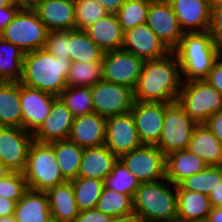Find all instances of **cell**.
<instances>
[{
	"label": "cell",
	"mask_w": 222,
	"mask_h": 222,
	"mask_svg": "<svg viewBox=\"0 0 222 222\" xmlns=\"http://www.w3.org/2000/svg\"><path fill=\"white\" fill-rule=\"evenodd\" d=\"M208 165L188 149L166 155V179L177 185L183 179L203 171Z\"/></svg>",
	"instance_id": "4316f807"
},
{
	"label": "cell",
	"mask_w": 222,
	"mask_h": 222,
	"mask_svg": "<svg viewBox=\"0 0 222 222\" xmlns=\"http://www.w3.org/2000/svg\"><path fill=\"white\" fill-rule=\"evenodd\" d=\"M105 146L118 158L143 146L131 112L106 118Z\"/></svg>",
	"instance_id": "4fadbf2b"
},
{
	"label": "cell",
	"mask_w": 222,
	"mask_h": 222,
	"mask_svg": "<svg viewBox=\"0 0 222 222\" xmlns=\"http://www.w3.org/2000/svg\"><path fill=\"white\" fill-rule=\"evenodd\" d=\"M132 198L104 186L95 208L113 218L126 217L134 214Z\"/></svg>",
	"instance_id": "836d02e7"
},
{
	"label": "cell",
	"mask_w": 222,
	"mask_h": 222,
	"mask_svg": "<svg viewBox=\"0 0 222 222\" xmlns=\"http://www.w3.org/2000/svg\"><path fill=\"white\" fill-rule=\"evenodd\" d=\"M222 181V165L207 166L203 171L193 174L177 184V190L195 191L208 195Z\"/></svg>",
	"instance_id": "e575fe53"
},
{
	"label": "cell",
	"mask_w": 222,
	"mask_h": 222,
	"mask_svg": "<svg viewBox=\"0 0 222 222\" xmlns=\"http://www.w3.org/2000/svg\"><path fill=\"white\" fill-rule=\"evenodd\" d=\"M49 144L53 147L63 177L67 181L77 178L84 148L79 147L68 139Z\"/></svg>",
	"instance_id": "f546056e"
},
{
	"label": "cell",
	"mask_w": 222,
	"mask_h": 222,
	"mask_svg": "<svg viewBox=\"0 0 222 222\" xmlns=\"http://www.w3.org/2000/svg\"><path fill=\"white\" fill-rule=\"evenodd\" d=\"M209 34L222 51V6L211 11Z\"/></svg>",
	"instance_id": "7bdbcfd3"
},
{
	"label": "cell",
	"mask_w": 222,
	"mask_h": 222,
	"mask_svg": "<svg viewBox=\"0 0 222 222\" xmlns=\"http://www.w3.org/2000/svg\"><path fill=\"white\" fill-rule=\"evenodd\" d=\"M70 59L56 58L45 48L24 54L21 84L58 97L67 87Z\"/></svg>",
	"instance_id": "7a4b0ae2"
},
{
	"label": "cell",
	"mask_w": 222,
	"mask_h": 222,
	"mask_svg": "<svg viewBox=\"0 0 222 222\" xmlns=\"http://www.w3.org/2000/svg\"><path fill=\"white\" fill-rule=\"evenodd\" d=\"M37 0H30V6H32Z\"/></svg>",
	"instance_id": "91938a15"
},
{
	"label": "cell",
	"mask_w": 222,
	"mask_h": 222,
	"mask_svg": "<svg viewBox=\"0 0 222 222\" xmlns=\"http://www.w3.org/2000/svg\"><path fill=\"white\" fill-rule=\"evenodd\" d=\"M113 217L94 209L79 211L75 222H111Z\"/></svg>",
	"instance_id": "ee69618b"
},
{
	"label": "cell",
	"mask_w": 222,
	"mask_h": 222,
	"mask_svg": "<svg viewBox=\"0 0 222 222\" xmlns=\"http://www.w3.org/2000/svg\"><path fill=\"white\" fill-rule=\"evenodd\" d=\"M197 123L178 104L165 103L163 130L157 147L166 155L187 149Z\"/></svg>",
	"instance_id": "ba28073f"
},
{
	"label": "cell",
	"mask_w": 222,
	"mask_h": 222,
	"mask_svg": "<svg viewBox=\"0 0 222 222\" xmlns=\"http://www.w3.org/2000/svg\"><path fill=\"white\" fill-rule=\"evenodd\" d=\"M108 13H116L126 0H97Z\"/></svg>",
	"instance_id": "f907efd6"
},
{
	"label": "cell",
	"mask_w": 222,
	"mask_h": 222,
	"mask_svg": "<svg viewBox=\"0 0 222 222\" xmlns=\"http://www.w3.org/2000/svg\"><path fill=\"white\" fill-rule=\"evenodd\" d=\"M102 80V61L71 63L67 86L91 87Z\"/></svg>",
	"instance_id": "d590c367"
},
{
	"label": "cell",
	"mask_w": 222,
	"mask_h": 222,
	"mask_svg": "<svg viewBox=\"0 0 222 222\" xmlns=\"http://www.w3.org/2000/svg\"><path fill=\"white\" fill-rule=\"evenodd\" d=\"M79 211L94 209L104 188V181L77 177L70 180Z\"/></svg>",
	"instance_id": "d6a6232c"
},
{
	"label": "cell",
	"mask_w": 222,
	"mask_h": 222,
	"mask_svg": "<svg viewBox=\"0 0 222 222\" xmlns=\"http://www.w3.org/2000/svg\"><path fill=\"white\" fill-rule=\"evenodd\" d=\"M140 184V181L128 170L120 159L114 164L113 169L104 180V185L108 189L132 197Z\"/></svg>",
	"instance_id": "8d00e7d4"
},
{
	"label": "cell",
	"mask_w": 222,
	"mask_h": 222,
	"mask_svg": "<svg viewBox=\"0 0 222 222\" xmlns=\"http://www.w3.org/2000/svg\"><path fill=\"white\" fill-rule=\"evenodd\" d=\"M48 32L36 11L31 6H23L1 37L27 53L44 48Z\"/></svg>",
	"instance_id": "8992f818"
},
{
	"label": "cell",
	"mask_w": 222,
	"mask_h": 222,
	"mask_svg": "<svg viewBox=\"0 0 222 222\" xmlns=\"http://www.w3.org/2000/svg\"><path fill=\"white\" fill-rule=\"evenodd\" d=\"M177 102L197 124L222 109V95L205 79L184 81Z\"/></svg>",
	"instance_id": "52a82bcc"
},
{
	"label": "cell",
	"mask_w": 222,
	"mask_h": 222,
	"mask_svg": "<svg viewBox=\"0 0 222 222\" xmlns=\"http://www.w3.org/2000/svg\"><path fill=\"white\" fill-rule=\"evenodd\" d=\"M205 80L222 95V55L214 63Z\"/></svg>",
	"instance_id": "bcb514c9"
},
{
	"label": "cell",
	"mask_w": 222,
	"mask_h": 222,
	"mask_svg": "<svg viewBox=\"0 0 222 222\" xmlns=\"http://www.w3.org/2000/svg\"><path fill=\"white\" fill-rule=\"evenodd\" d=\"M93 111L108 118L131 111L134 104L133 89L121 85L98 81L91 86Z\"/></svg>",
	"instance_id": "9c48e42d"
},
{
	"label": "cell",
	"mask_w": 222,
	"mask_h": 222,
	"mask_svg": "<svg viewBox=\"0 0 222 222\" xmlns=\"http://www.w3.org/2000/svg\"><path fill=\"white\" fill-rule=\"evenodd\" d=\"M28 188L47 192L67 181L58 166L53 147L49 143L33 141L28 151L26 169L23 172Z\"/></svg>",
	"instance_id": "5b68a950"
},
{
	"label": "cell",
	"mask_w": 222,
	"mask_h": 222,
	"mask_svg": "<svg viewBox=\"0 0 222 222\" xmlns=\"http://www.w3.org/2000/svg\"><path fill=\"white\" fill-rule=\"evenodd\" d=\"M111 222H141V220L135 214H132L126 217L113 218Z\"/></svg>",
	"instance_id": "f5cc1de1"
},
{
	"label": "cell",
	"mask_w": 222,
	"mask_h": 222,
	"mask_svg": "<svg viewBox=\"0 0 222 222\" xmlns=\"http://www.w3.org/2000/svg\"><path fill=\"white\" fill-rule=\"evenodd\" d=\"M33 134L23 128L0 126V160L8 171L24 172Z\"/></svg>",
	"instance_id": "7c38bea8"
},
{
	"label": "cell",
	"mask_w": 222,
	"mask_h": 222,
	"mask_svg": "<svg viewBox=\"0 0 222 222\" xmlns=\"http://www.w3.org/2000/svg\"><path fill=\"white\" fill-rule=\"evenodd\" d=\"M177 222H205L211 211L208 195L177 190Z\"/></svg>",
	"instance_id": "83f0119b"
},
{
	"label": "cell",
	"mask_w": 222,
	"mask_h": 222,
	"mask_svg": "<svg viewBox=\"0 0 222 222\" xmlns=\"http://www.w3.org/2000/svg\"><path fill=\"white\" fill-rule=\"evenodd\" d=\"M56 98L55 95L20 83L22 128L33 134L49 115Z\"/></svg>",
	"instance_id": "2e32d148"
},
{
	"label": "cell",
	"mask_w": 222,
	"mask_h": 222,
	"mask_svg": "<svg viewBox=\"0 0 222 222\" xmlns=\"http://www.w3.org/2000/svg\"><path fill=\"white\" fill-rule=\"evenodd\" d=\"M146 24L173 51L184 34L168 0L150 2Z\"/></svg>",
	"instance_id": "5bb4252c"
},
{
	"label": "cell",
	"mask_w": 222,
	"mask_h": 222,
	"mask_svg": "<svg viewBox=\"0 0 222 222\" xmlns=\"http://www.w3.org/2000/svg\"><path fill=\"white\" fill-rule=\"evenodd\" d=\"M122 49L144 61L159 59L171 52L146 23L124 32Z\"/></svg>",
	"instance_id": "e0dca14e"
},
{
	"label": "cell",
	"mask_w": 222,
	"mask_h": 222,
	"mask_svg": "<svg viewBox=\"0 0 222 222\" xmlns=\"http://www.w3.org/2000/svg\"><path fill=\"white\" fill-rule=\"evenodd\" d=\"M0 222H16L14 215H8L5 217H0Z\"/></svg>",
	"instance_id": "11a10c76"
},
{
	"label": "cell",
	"mask_w": 222,
	"mask_h": 222,
	"mask_svg": "<svg viewBox=\"0 0 222 222\" xmlns=\"http://www.w3.org/2000/svg\"><path fill=\"white\" fill-rule=\"evenodd\" d=\"M8 170L4 166H0V178H2Z\"/></svg>",
	"instance_id": "680465c9"
},
{
	"label": "cell",
	"mask_w": 222,
	"mask_h": 222,
	"mask_svg": "<svg viewBox=\"0 0 222 222\" xmlns=\"http://www.w3.org/2000/svg\"><path fill=\"white\" fill-rule=\"evenodd\" d=\"M132 199L141 222H177V185L166 178L141 183Z\"/></svg>",
	"instance_id": "277c9868"
},
{
	"label": "cell",
	"mask_w": 222,
	"mask_h": 222,
	"mask_svg": "<svg viewBox=\"0 0 222 222\" xmlns=\"http://www.w3.org/2000/svg\"><path fill=\"white\" fill-rule=\"evenodd\" d=\"M148 1H150V2H154V1H162V0H148Z\"/></svg>",
	"instance_id": "94428289"
},
{
	"label": "cell",
	"mask_w": 222,
	"mask_h": 222,
	"mask_svg": "<svg viewBox=\"0 0 222 222\" xmlns=\"http://www.w3.org/2000/svg\"><path fill=\"white\" fill-rule=\"evenodd\" d=\"M140 183L166 178V156L157 146L143 145L119 158Z\"/></svg>",
	"instance_id": "8fae6325"
},
{
	"label": "cell",
	"mask_w": 222,
	"mask_h": 222,
	"mask_svg": "<svg viewBox=\"0 0 222 222\" xmlns=\"http://www.w3.org/2000/svg\"><path fill=\"white\" fill-rule=\"evenodd\" d=\"M209 3L210 10H214L222 6V0H207Z\"/></svg>",
	"instance_id": "db71d44e"
},
{
	"label": "cell",
	"mask_w": 222,
	"mask_h": 222,
	"mask_svg": "<svg viewBox=\"0 0 222 222\" xmlns=\"http://www.w3.org/2000/svg\"><path fill=\"white\" fill-rule=\"evenodd\" d=\"M104 54L84 30H69V59L72 63L102 61Z\"/></svg>",
	"instance_id": "4dcf8cb0"
},
{
	"label": "cell",
	"mask_w": 222,
	"mask_h": 222,
	"mask_svg": "<svg viewBox=\"0 0 222 222\" xmlns=\"http://www.w3.org/2000/svg\"><path fill=\"white\" fill-rule=\"evenodd\" d=\"M16 222H53L47 192L28 190L17 202Z\"/></svg>",
	"instance_id": "d4e9b609"
},
{
	"label": "cell",
	"mask_w": 222,
	"mask_h": 222,
	"mask_svg": "<svg viewBox=\"0 0 222 222\" xmlns=\"http://www.w3.org/2000/svg\"><path fill=\"white\" fill-rule=\"evenodd\" d=\"M75 30H85L108 12L97 0H74Z\"/></svg>",
	"instance_id": "ab89813d"
},
{
	"label": "cell",
	"mask_w": 222,
	"mask_h": 222,
	"mask_svg": "<svg viewBox=\"0 0 222 222\" xmlns=\"http://www.w3.org/2000/svg\"><path fill=\"white\" fill-rule=\"evenodd\" d=\"M12 1L22 6H30V0H12Z\"/></svg>",
	"instance_id": "9f6ffc18"
},
{
	"label": "cell",
	"mask_w": 222,
	"mask_h": 222,
	"mask_svg": "<svg viewBox=\"0 0 222 222\" xmlns=\"http://www.w3.org/2000/svg\"><path fill=\"white\" fill-rule=\"evenodd\" d=\"M44 48L56 58L69 59V30L49 31Z\"/></svg>",
	"instance_id": "b9f144b4"
},
{
	"label": "cell",
	"mask_w": 222,
	"mask_h": 222,
	"mask_svg": "<svg viewBox=\"0 0 222 222\" xmlns=\"http://www.w3.org/2000/svg\"><path fill=\"white\" fill-rule=\"evenodd\" d=\"M187 149L208 166L222 165V144L204 123L195 126Z\"/></svg>",
	"instance_id": "cb8c5ba5"
},
{
	"label": "cell",
	"mask_w": 222,
	"mask_h": 222,
	"mask_svg": "<svg viewBox=\"0 0 222 222\" xmlns=\"http://www.w3.org/2000/svg\"><path fill=\"white\" fill-rule=\"evenodd\" d=\"M204 124L219 139L222 144V109L208 118Z\"/></svg>",
	"instance_id": "7dc6e473"
},
{
	"label": "cell",
	"mask_w": 222,
	"mask_h": 222,
	"mask_svg": "<svg viewBox=\"0 0 222 222\" xmlns=\"http://www.w3.org/2000/svg\"><path fill=\"white\" fill-rule=\"evenodd\" d=\"M84 31L105 53L123 47L124 32L115 13H107Z\"/></svg>",
	"instance_id": "7402d4cb"
},
{
	"label": "cell",
	"mask_w": 222,
	"mask_h": 222,
	"mask_svg": "<svg viewBox=\"0 0 222 222\" xmlns=\"http://www.w3.org/2000/svg\"><path fill=\"white\" fill-rule=\"evenodd\" d=\"M182 83L178 58L171 51L165 57L145 61L142 74L133 90L134 101L177 102Z\"/></svg>",
	"instance_id": "6da1fadb"
},
{
	"label": "cell",
	"mask_w": 222,
	"mask_h": 222,
	"mask_svg": "<svg viewBox=\"0 0 222 222\" xmlns=\"http://www.w3.org/2000/svg\"><path fill=\"white\" fill-rule=\"evenodd\" d=\"M0 126L22 128L20 82L0 84Z\"/></svg>",
	"instance_id": "f1b7e54d"
},
{
	"label": "cell",
	"mask_w": 222,
	"mask_h": 222,
	"mask_svg": "<svg viewBox=\"0 0 222 222\" xmlns=\"http://www.w3.org/2000/svg\"><path fill=\"white\" fill-rule=\"evenodd\" d=\"M143 145L157 146L165 119V103L134 101L131 109Z\"/></svg>",
	"instance_id": "9a60e30c"
},
{
	"label": "cell",
	"mask_w": 222,
	"mask_h": 222,
	"mask_svg": "<svg viewBox=\"0 0 222 222\" xmlns=\"http://www.w3.org/2000/svg\"><path fill=\"white\" fill-rule=\"evenodd\" d=\"M173 52L178 58L183 82L206 79L222 55L209 32H184Z\"/></svg>",
	"instance_id": "3957f363"
},
{
	"label": "cell",
	"mask_w": 222,
	"mask_h": 222,
	"mask_svg": "<svg viewBox=\"0 0 222 222\" xmlns=\"http://www.w3.org/2000/svg\"><path fill=\"white\" fill-rule=\"evenodd\" d=\"M53 222H75L79 214L71 181H65L47 191Z\"/></svg>",
	"instance_id": "484cf974"
},
{
	"label": "cell",
	"mask_w": 222,
	"mask_h": 222,
	"mask_svg": "<svg viewBox=\"0 0 222 222\" xmlns=\"http://www.w3.org/2000/svg\"><path fill=\"white\" fill-rule=\"evenodd\" d=\"M118 159L119 158L105 145L84 148L78 177L104 181Z\"/></svg>",
	"instance_id": "603a6c76"
},
{
	"label": "cell",
	"mask_w": 222,
	"mask_h": 222,
	"mask_svg": "<svg viewBox=\"0 0 222 222\" xmlns=\"http://www.w3.org/2000/svg\"><path fill=\"white\" fill-rule=\"evenodd\" d=\"M208 198L212 207H222V181L209 192Z\"/></svg>",
	"instance_id": "c3c4849f"
},
{
	"label": "cell",
	"mask_w": 222,
	"mask_h": 222,
	"mask_svg": "<svg viewBox=\"0 0 222 222\" xmlns=\"http://www.w3.org/2000/svg\"><path fill=\"white\" fill-rule=\"evenodd\" d=\"M13 3L12 0H0V8L9 6Z\"/></svg>",
	"instance_id": "6f0895ef"
},
{
	"label": "cell",
	"mask_w": 222,
	"mask_h": 222,
	"mask_svg": "<svg viewBox=\"0 0 222 222\" xmlns=\"http://www.w3.org/2000/svg\"><path fill=\"white\" fill-rule=\"evenodd\" d=\"M16 204V201L0 197V217L14 215Z\"/></svg>",
	"instance_id": "681fc988"
},
{
	"label": "cell",
	"mask_w": 222,
	"mask_h": 222,
	"mask_svg": "<svg viewBox=\"0 0 222 222\" xmlns=\"http://www.w3.org/2000/svg\"><path fill=\"white\" fill-rule=\"evenodd\" d=\"M28 190L23 172L8 171L0 178V197L18 202Z\"/></svg>",
	"instance_id": "60d3db41"
},
{
	"label": "cell",
	"mask_w": 222,
	"mask_h": 222,
	"mask_svg": "<svg viewBox=\"0 0 222 222\" xmlns=\"http://www.w3.org/2000/svg\"><path fill=\"white\" fill-rule=\"evenodd\" d=\"M23 6L13 2L11 5L0 8V37L4 31V28L14 19L17 12Z\"/></svg>",
	"instance_id": "f6af8a7d"
},
{
	"label": "cell",
	"mask_w": 222,
	"mask_h": 222,
	"mask_svg": "<svg viewBox=\"0 0 222 222\" xmlns=\"http://www.w3.org/2000/svg\"><path fill=\"white\" fill-rule=\"evenodd\" d=\"M58 97L70 110L74 118L94 112L91 87L67 86Z\"/></svg>",
	"instance_id": "74e56055"
},
{
	"label": "cell",
	"mask_w": 222,
	"mask_h": 222,
	"mask_svg": "<svg viewBox=\"0 0 222 222\" xmlns=\"http://www.w3.org/2000/svg\"><path fill=\"white\" fill-rule=\"evenodd\" d=\"M184 32H208L211 10L207 0H168Z\"/></svg>",
	"instance_id": "ffe728a7"
},
{
	"label": "cell",
	"mask_w": 222,
	"mask_h": 222,
	"mask_svg": "<svg viewBox=\"0 0 222 222\" xmlns=\"http://www.w3.org/2000/svg\"><path fill=\"white\" fill-rule=\"evenodd\" d=\"M145 61L123 49L106 52L102 60V80L135 89Z\"/></svg>",
	"instance_id": "30bf717a"
},
{
	"label": "cell",
	"mask_w": 222,
	"mask_h": 222,
	"mask_svg": "<svg viewBox=\"0 0 222 222\" xmlns=\"http://www.w3.org/2000/svg\"><path fill=\"white\" fill-rule=\"evenodd\" d=\"M73 115L63 101L57 97L51 106L49 115L33 133V141L52 143L67 140L73 124Z\"/></svg>",
	"instance_id": "ac0fdd59"
},
{
	"label": "cell",
	"mask_w": 222,
	"mask_h": 222,
	"mask_svg": "<svg viewBox=\"0 0 222 222\" xmlns=\"http://www.w3.org/2000/svg\"><path fill=\"white\" fill-rule=\"evenodd\" d=\"M31 7L48 31L75 30L74 0H37Z\"/></svg>",
	"instance_id": "d6986e66"
},
{
	"label": "cell",
	"mask_w": 222,
	"mask_h": 222,
	"mask_svg": "<svg viewBox=\"0 0 222 222\" xmlns=\"http://www.w3.org/2000/svg\"><path fill=\"white\" fill-rule=\"evenodd\" d=\"M106 118L92 112L75 117L68 140L81 148L105 145Z\"/></svg>",
	"instance_id": "44dd1931"
},
{
	"label": "cell",
	"mask_w": 222,
	"mask_h": 222,
	"mask_svg": "<svg viewBox=\"0 0 222 222\" xmlns=\"http://www.w3.org/2000/svg\"><path fill=\"white\" fill-rule=\"evenodd\" d=\"M205 222H222V207H212Z\"/></svg>",
	"instance_id": "816d5d0a"
},
{
	"label": "cell",
	"mask_w": 222,
	"mask_h": 222,
	"mask_svg": "<svg viewBox=\"0 0 222 222\" xmlns=\"http://www.w3.org/2000/svg\"><path fill=\"white\" fill-rule=\"evenodd\" d=\"M149 5L148 0H126L115 13L123 32L147 22Z\"/></svg>",
	"instance_id": "f35d334b"
},
{
	"label": "cell",
	"mask_w": 222,
	"mask_h": 222,
	"mask_svg": "<svg viewBox=\"0 0 222 222\" xmlns=\"http://www.w3.org/2000/svg\"><path fill=\"white\" fill-rule=\"evenodd\" d=\"M24 54L16 45L0 37V79L3 82H20Z\"/></svg>",
	"instance_id": "1f68e13d"
}]
</instances>
